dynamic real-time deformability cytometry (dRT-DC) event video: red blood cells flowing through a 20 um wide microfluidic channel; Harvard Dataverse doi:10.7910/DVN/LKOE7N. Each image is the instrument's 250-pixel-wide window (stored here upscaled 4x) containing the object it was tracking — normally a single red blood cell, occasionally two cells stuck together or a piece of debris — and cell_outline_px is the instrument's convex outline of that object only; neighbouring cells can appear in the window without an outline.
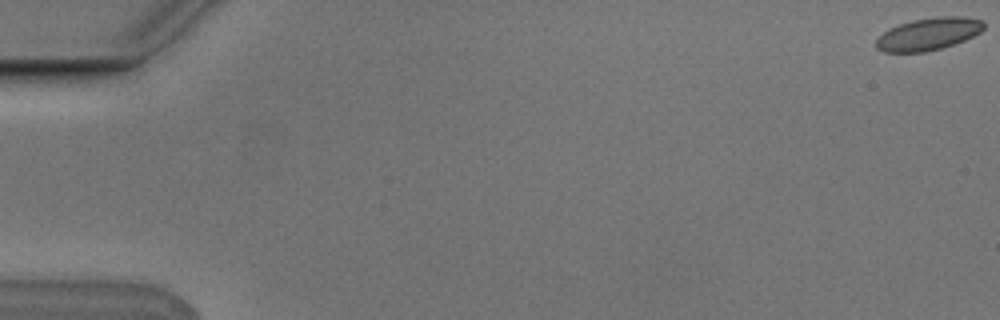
{"species": "Egyptian fruit bat (a non-hibernating species)", "species_latin": "Rousettus aegyptiacus", "temperature_condition": "cold", "stored_images_in_passage": 4, "camera_frame_rate_fps": 3000, "um_per_image_px": 0.085, "animal": {"sex": "male"}, "frame": {"image": 1, "passage_image": 1, "time_ms": 0.0, "image_size_px": [1000, 320], "cell_outline_px": [[984, 28], [980, 32], [964, 40], [940, 48], [924, 52], [884, 52], [876, 48], [876, 40], [888, 28], [912, 20], [940, 16], [964, 16], [984, 20]], "centroid_in_image_um": [78.92, 2.88], "position_along_channel_um": 6.1, "area_um2": 20.23}}